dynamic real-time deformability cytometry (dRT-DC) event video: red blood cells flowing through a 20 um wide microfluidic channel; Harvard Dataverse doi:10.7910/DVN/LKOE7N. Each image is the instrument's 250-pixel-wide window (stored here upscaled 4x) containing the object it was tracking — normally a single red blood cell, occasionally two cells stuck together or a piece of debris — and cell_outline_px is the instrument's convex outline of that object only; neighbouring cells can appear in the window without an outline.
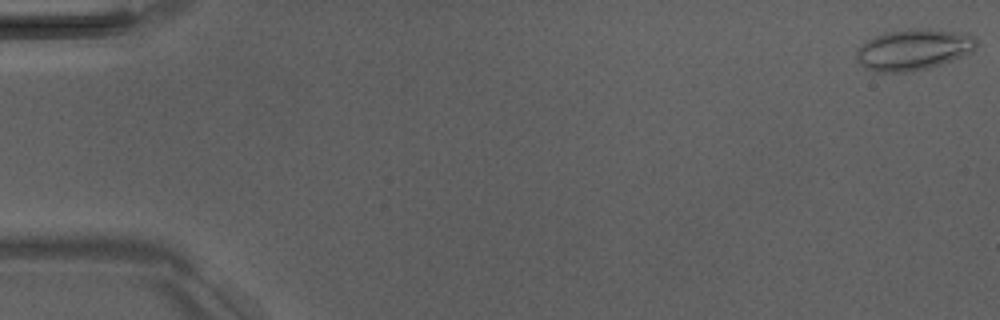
{"species": "Egyptian fruit bat (a non-hibernating species)", "species_latin": "Rousettus aegyptiacus", "temperature_condition": "room temperature", "stored_images_in_passage": 5, "camera_frame_rate_fps": 3000, "um_per_image_px": 0.085, "animal": {"sex": "male"}, "frame": {"image": 1, "passage_image": 1, "time_ms": 0.0, "image_size_px": [1000, 320], "cell_outline_px": [[976, 48], [972, 52], [952, 60], [928, 68], [908, 72], [872, 72], [864, 68], [856, 60], [856, 52], [868, 40], [884, 32], [908, 28], [928, 28], [968, 32], [976, 40]], "centroid_in_image_um": [77.66, 4.2], "position_along_channel_um": 7.3, "area_um2": 29.07}}